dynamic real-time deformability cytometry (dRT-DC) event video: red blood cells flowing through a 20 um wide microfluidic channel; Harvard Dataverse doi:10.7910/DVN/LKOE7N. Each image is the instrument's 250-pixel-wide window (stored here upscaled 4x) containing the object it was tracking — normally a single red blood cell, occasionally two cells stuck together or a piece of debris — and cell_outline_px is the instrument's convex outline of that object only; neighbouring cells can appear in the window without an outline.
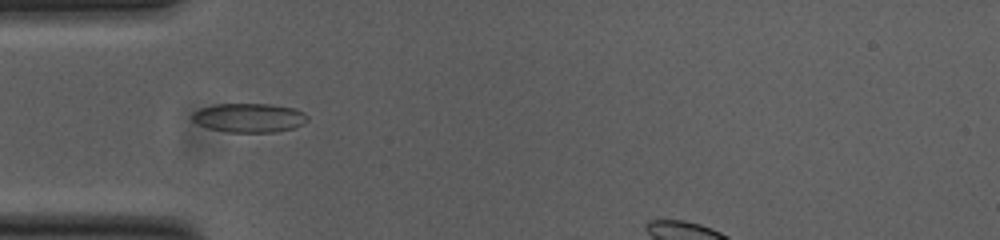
{"species": "common noctule bat (a hibernating species)", "species_latin": "Nyctalus noctula", "temperature_condition": "cold", "stored_images_in_passage": 27, "camera_frame_rate_fps": 3000, "um_per_image_px": 0.085, "animal": {"sex": "female", "body_mass_g": 23.0, "forearm_length_mm": 53.4}, "frame": {"image": 1, "passage_image": 5, "time_ms": 1.333, "image_size_px": [1000, 240], "cell_outline_px": [[308, 120], [304, 124], [292, 128], [276, 132], [228, 132], [208, 128], [192, 120], [192, 112], [200, 108], [216, 104], [268, 104], [296, 108], [304, 112], [308, 116]], "centroid_in_image_um": [21.2, 10.01], "position_along_channel_um": 63.8, "area_um2": 19.59}}
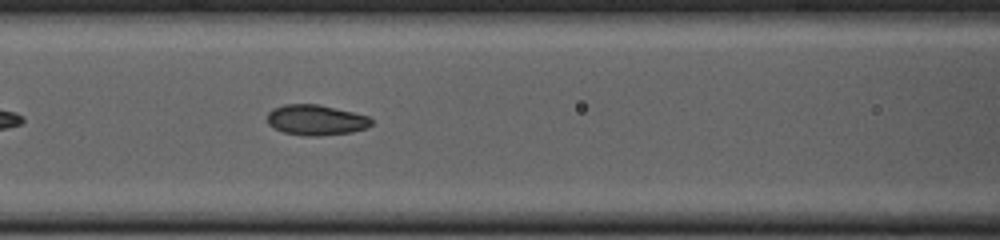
{"frame": {"image": 2, "passage_image": 11, "time_ms": 3.333, "image_size_px": [1000, 240], "cell_outline_px": [[372, 124], [364, 128], [352, 132], [316, 136], [308, 136], [284, 132], [268, 124], [268, 112], [272, 108], [284, 104], [320, 104], [368, 116], [372, 120]], "centroid_in_image_um": [26.84, 10.19], "position_along_channel_um": 139.8, "area_um2": 18.32}}
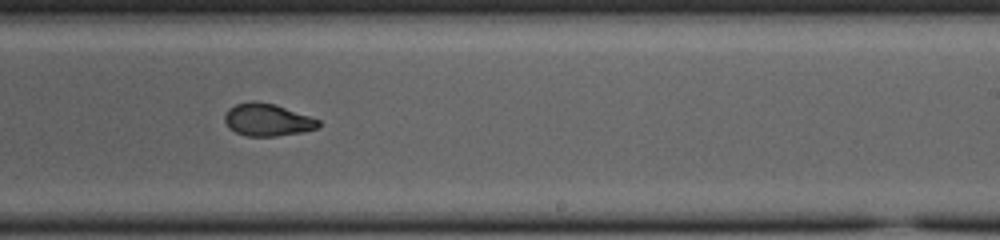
{"frame": {"image": 3, "passage_image": 21, "time_ms": 6.667, "image_size_px": [1000, 240], "cell_outline_px": [[320, 128], [300, 132], [276, 136], [248, 136], [236, 132], [228, 128], [224, 120], [224, 116], [228, 108], [236, 104], [248, 100], [256, 100], [276, 104], [320, 120]], "centroid_in_image_um": [22.71, 10.17], "position_along_channel_um": 266.3, "area_um2": 17.92}}